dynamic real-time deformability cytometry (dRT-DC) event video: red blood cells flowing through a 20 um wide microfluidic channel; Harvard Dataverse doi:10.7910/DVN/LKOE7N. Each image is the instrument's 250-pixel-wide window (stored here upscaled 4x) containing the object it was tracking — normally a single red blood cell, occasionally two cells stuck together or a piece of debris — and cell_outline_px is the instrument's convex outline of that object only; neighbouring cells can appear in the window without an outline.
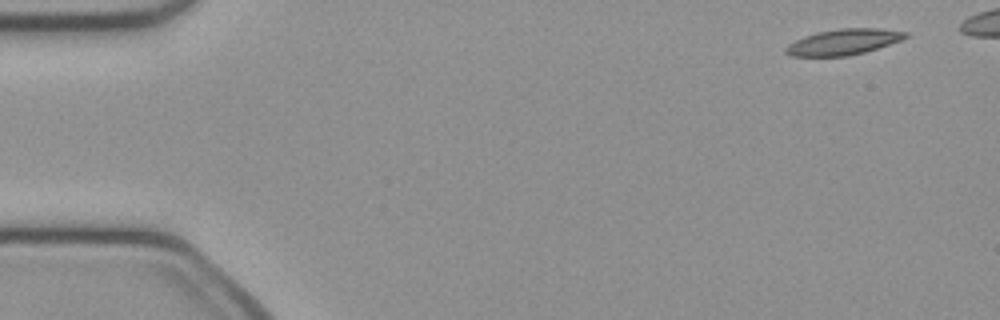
{"species": "common noctule bat (a hibernating species)", "species_latin": "Nyctalus noctula", "temperature_condition": "cold", "stored_images_in_passage": 42, "camera_frame_rate_fps": 3000, "um_per_image_px": 0.085, "animal": {"sex": "female", "body_mass_g": 21.9}, "frame": {"image": 1, "passage_image": 1, "time_ms": 0.0, "image_size_px": [1000, 320], "cell_outline_px": [[908, 36], [900, 40], [864, 52], [848, 56], [792, 56], [784, 52], [784, 48], [788, 44], [804, 36], [816, 32], [840, 28], [880, 28], [908, 32]], "centroid_in_image_um": [71.66, 3.56], "position_along_channel_um": 13.3, "area_um2": 17.92}}
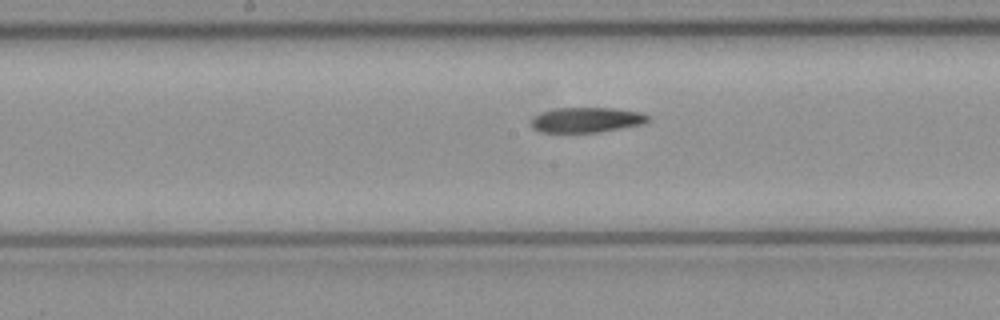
{"frame": {"image": 2, "passage_image": 23, "time_ms": 7.333, "image_size_px": [1000, 320], "cell_outline_px": [[652, 116], [644, 124], [600, 132], [540, 132], [532, 128], [532, 116], [540, 112], [556, 108], [616, 108], [640, 112]], "centroid_in_image_um": [49.87, 10.18], "position_along_channel_um": 198.3, "area_um2": 17.28}}
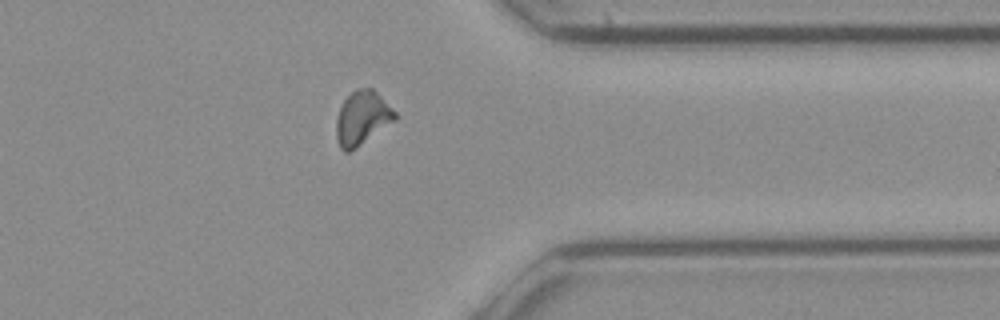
{"frame": {"image": 3, "passage_image": 37, "time_ms": 12.0, "image_size_px": [1000, 320], "cell_outline_px": [[396, 120], [356, 148], [348, 152], [344, 152], [340, 148], [336, 140], [336, 120], [340, 108], [344, 100], [356, 88], [372, 88], [396, 112]], "centroid_in_image_um": [30.77, 10.05], "position_along_channel_um": 380.6, "area_um2": 18.32}}